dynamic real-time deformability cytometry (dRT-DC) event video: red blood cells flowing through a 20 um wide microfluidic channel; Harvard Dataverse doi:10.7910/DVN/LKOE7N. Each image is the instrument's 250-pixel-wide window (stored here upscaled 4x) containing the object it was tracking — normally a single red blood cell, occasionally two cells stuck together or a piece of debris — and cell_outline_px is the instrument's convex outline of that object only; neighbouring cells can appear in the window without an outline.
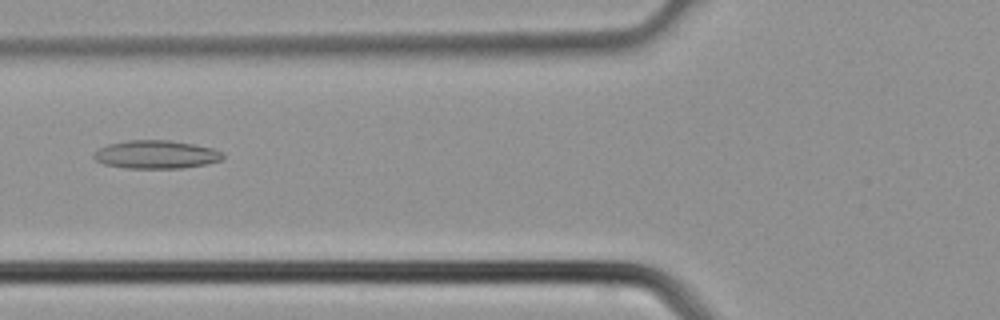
{"species": "common noctule bat (a hibernating species)", "species_latin": "Nyctalus noctula", "temperature_condition": "cold", "stored_images_in_passage": 4, "camera_frame_rate_fps": 3000, "um_per_image_px": 0.085, "animal": {"sex": "male", "body_mass_g": 21.5, "forearm_length_mm": 52.0}, "frame": {"image": 1, "passage_image": 4, "time_ms": 1.0, "image_size_px": [1000, 320], "cell_outline_px": [[224, 156], [220, 160], [204, 164], [184, 168], [128, 168], [104, 164], [96, 160], [92, 156], [92, 152], [108, 144], [128, 140], [168, 140], [192, 144], [212, 148], [224, 152]], "centroid_in_image_um": [13.24, 13.13], "position_along_channel_um": 112.6, "area_um2": 21.15}}